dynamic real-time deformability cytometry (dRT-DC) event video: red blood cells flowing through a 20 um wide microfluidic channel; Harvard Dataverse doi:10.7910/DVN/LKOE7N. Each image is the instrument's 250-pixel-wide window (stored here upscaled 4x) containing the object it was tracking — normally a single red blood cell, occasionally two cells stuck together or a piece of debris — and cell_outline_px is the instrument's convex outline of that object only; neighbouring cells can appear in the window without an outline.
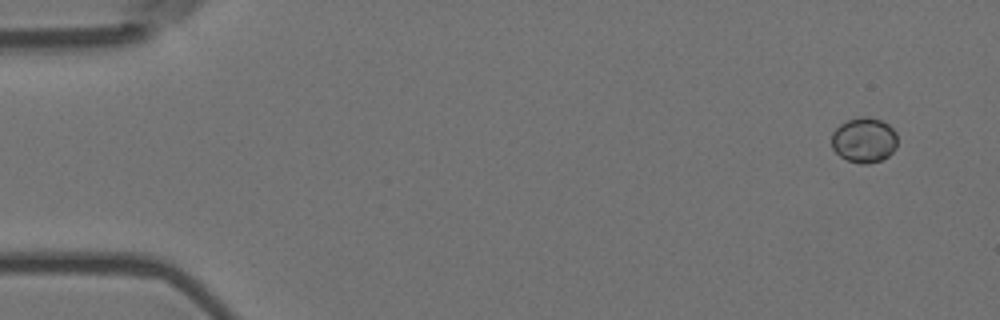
{"species": "Egyptian fruit bat (a non-hibernating species)", "species_latin": "Rousettus aegyptiacus", "temperature_condition": "room temperature", "stored_images_in_passage": 5, "camera_frame_rate_fps": 3000, "um_per_image_px": 0.085, "animal": {"sex": "female"}, "frame": {"image": 1, "passage_image": 1, "time_ms": 0.0, "image_size_px": [1000, 320], "cell_outline_px": [[896, 148], [888, 156], [880, 160], [868, 164], [860, 164], [848, 160], [840, 156], [832, 148], [832, 132], [840, 124], [848, 120], [860, 116], [868, 116], [880, 120], [888, 124], [896, 132]], "centroid_in_image_um": [73.44, 11.9], "position_along_channel_um": 11.6, "area_um2": 17.34}}
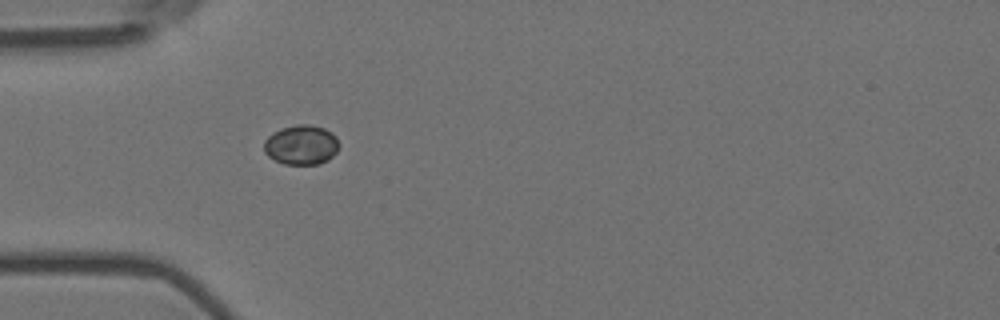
{"frame": {"image": 2, "passage_image": 5, "time_ms": 1.333, "image_size_px": [1000, 320], "cell_outline_px": [[340, 144], [336, 152], [328, 160], [320, 164], [284, 164], [268, 156], [264, 152], [264, 140], [272, 132], [280, 128], [296, 124], [308, 124], [324, 128], [332, 132], [336, 136]], "centroid_in_image_um": [25.61, 12.3], "position_along_channel_um": 59.4, "area_um2": 17.57}}